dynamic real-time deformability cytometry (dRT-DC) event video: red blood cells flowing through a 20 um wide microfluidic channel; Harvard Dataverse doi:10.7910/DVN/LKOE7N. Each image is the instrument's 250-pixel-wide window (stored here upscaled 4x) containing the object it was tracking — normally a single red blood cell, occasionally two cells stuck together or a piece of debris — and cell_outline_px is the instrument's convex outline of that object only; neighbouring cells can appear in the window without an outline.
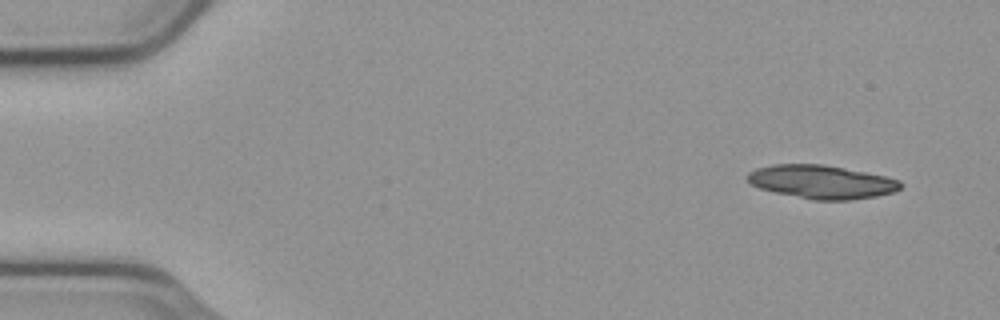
{"species": "common noctule bat (a hibernating species)", "species_latin": "Nyctalus noctula", "temperature_condition": "cold", "stored_images_in_passage": 27, "camera_frame_rate_fps": 3000, "um_per_image_px": 0.085, "animal": {"sex": "male", "body_mass_g": 23.1, "forearm_length_mm": 52.7}, "frame": {"image": 1, "passage_image": 1, "time_ms": 0.0, "image_size_px": [1000, 320], "cell_outline_px": [[904, 184], [900, 188], [892, 192], [876, 196], [848, 200], [812, 200], [776, 192], [760, 188], [752, 184], [744, 176], [748, 172], [756, 168], [772, 164], [824, 164], [884, 176], [900, 180]], "centroid_in_image_um": [69.81, 15.45], "position_along_channel_um": 15.2, "area_um2": 29.77}}
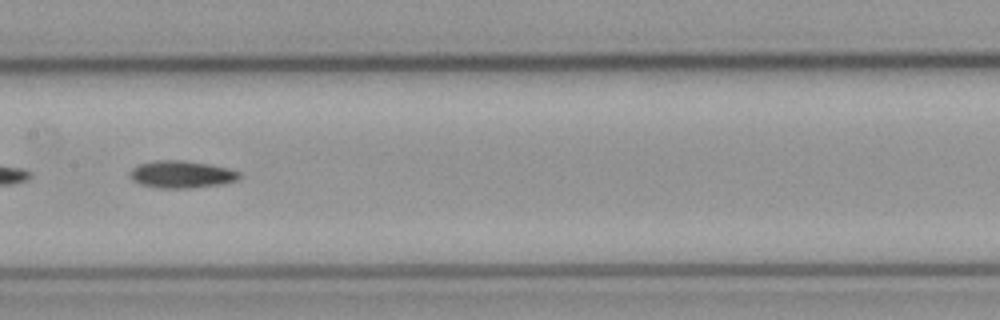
{"frame": {"image": 2, "passage_image": 25, "time_ms": 8.0, "image_size_px": [1000, 320], "cell_outline_px": [[240, 176], [236, 180], [220, 184], [188, 188], [156, 188], [140, 184], [132, 180], [128, 176], [128, 172], [132, 168], [140, 164], [156, 160], [180, 160], [208, 164], [228, 168], [240, 172]], "centroid_in_image_um": [15.37, 14.82], "position_along_channel_um": 192.0, "area_um2": 17.34}}